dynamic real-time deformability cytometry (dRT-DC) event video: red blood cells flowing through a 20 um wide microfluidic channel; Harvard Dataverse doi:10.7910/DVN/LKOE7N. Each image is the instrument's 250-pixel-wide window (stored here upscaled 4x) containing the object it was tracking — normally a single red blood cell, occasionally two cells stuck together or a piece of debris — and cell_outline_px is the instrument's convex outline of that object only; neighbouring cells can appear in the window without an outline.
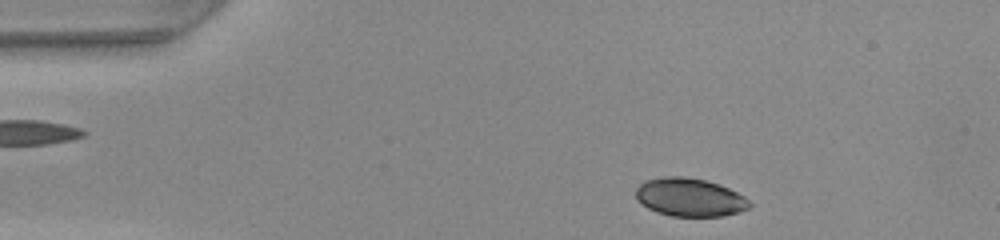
{"species": "common noctule bat (a hibernating species)", "species_latin": "Nyctalus noctula", "temperature_condition": "warm", "stored_images_in_passage": 42, "camera_frame_rate_fps": 3000, "um_per_image_px": 0.085, "animal": {"sex": "female", "body_mass_g": 22.0, "forearm_length_mm": 56.7}, "frame": {"image": 1, "passage_image": 2, "time_ms": 0.333, "image_size_px": [1000, 240], "cell_outline_px": [[748, 204], [744, 208], [736, 212], [720, 216], [676, 216], [660, 212], [644, 204], [636, 196], [636, 192], [648, 180], [704, 180], [716, 184], [740, 196]], "centroid_in_image_um": [58.62, 16.84], "position_along_channel_um": 26.4, "area_um2": 22.6}}
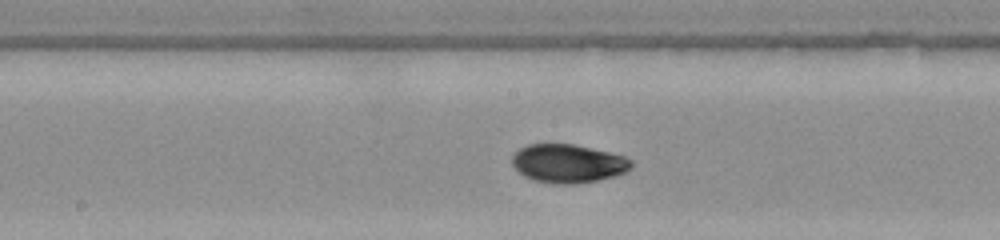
{"frame": {"image": 2, "passage_image": 19, "time_ms": 6.0, "image_size_px": [1000, 240], "cell_outline_px": [[632, 164], [628, 168], [620, 172], [608, 176], [592, 180], [544, 180], [528, 176], [516, 168], [512, 160], [516, 152], [532, 144], [568, 144], [604, 152], [620, 156], [628, 160]], "centroid_in_image_um": [48.23, 13.82], "position_along_channel_um": 200.0, "area_um2": 23.76}}
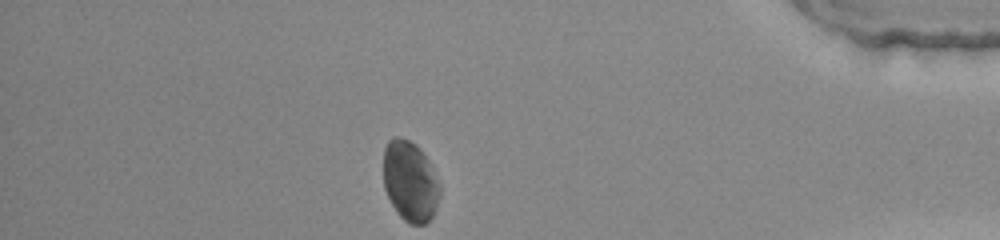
{"frame": {"image": 3, "passage_image": 36, "time_ms": 11.667, "image_size_px": [1000, 240], "cell_outline_px": [[432, 212], [428, 220], [424, 224], [412, 224], [392, 204], [388, 196], [384, 184], [384, 152], [388, 144], [392, 140], [408, 140], [420, 152], [432, 184]], "centroid_in_image_um": [34.67, 15.42], "position_along_channel_um": 400.5, "area_um2": 22.48}, "authors_computed_cell_mechanics": {"area_um2": 23.4379, "velocity_mm_per_s": 4.236, "shape_relaxation_time_tau1_ms": 2.6496, "shape_relaxation_time_tau2_ms": 3.9127, "deformation_change_tau1": 0.0803, "deformation_change_tau2": 0.073}}